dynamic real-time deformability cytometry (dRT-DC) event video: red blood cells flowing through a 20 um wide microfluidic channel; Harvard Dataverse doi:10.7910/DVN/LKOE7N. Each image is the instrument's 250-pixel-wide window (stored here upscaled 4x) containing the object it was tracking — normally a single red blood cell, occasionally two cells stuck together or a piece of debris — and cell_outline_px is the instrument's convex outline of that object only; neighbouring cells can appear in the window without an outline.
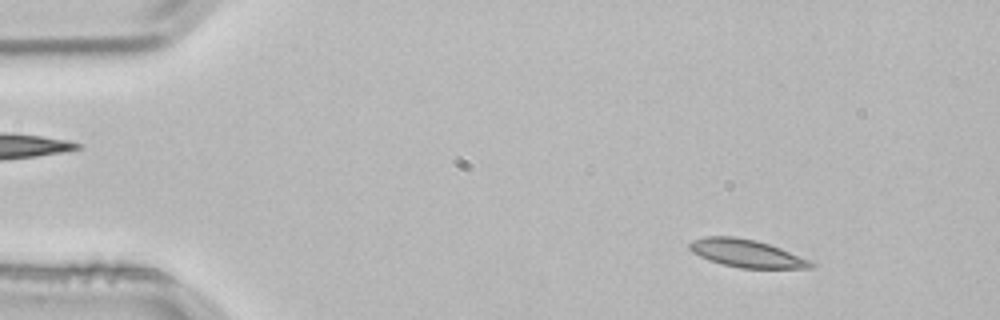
{"species": "common noctule bat (a hibernating species)", "species_latin": "Nyctalus noctula", "temperature_condition": "room temperature", "stored_images_in_passage": 3, "camera_frame_rate_fps": 3000, "um_per_image_px": 0.085, "animal": {"sex": "male", "body_mass_g": 21.5, "forearm_length_mm": 52.0}, "frame": {"image": 1, "passage_image": 1, "time_ms": 0.0, "image_size_px": [1000, 320], "cell_outline_px": [[816, 264], [812, 268], [740, 268], [708, 260], [692, 252], [688, 248], [688, 244], [692, 240], [704, 236], [732, 236], [756, 240], [780, 248], [808, 260]], "centroid_in_image_um": [63.4, 21.53], "position_along_channel_um": 21.6, "area_um2": 19.48}}
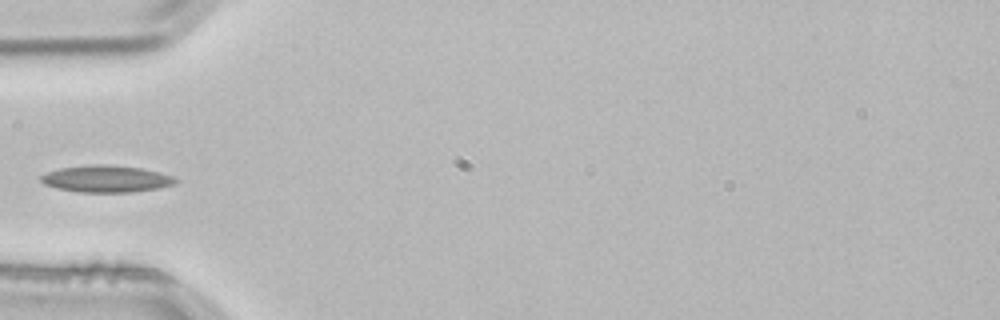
{"frame": {"image": 2, "passage_image": 3, "time_ms": 0.667, "image_size_px": [1000, 320], "cell_outline_px": [[180, 180], [176, 184], [156, 188], [132, 192], [76, 192], [56, 188], [44, 184], [40, 180], [40, 176], [48, 172], [60, 168], [92, 164], [108, 164], [140, 168], [160, 172], [172, 176]], "centroid_in_image_um": [9.03, 15.2], "position_along_channel_um": 76.0, "area_um2": 21.15}}